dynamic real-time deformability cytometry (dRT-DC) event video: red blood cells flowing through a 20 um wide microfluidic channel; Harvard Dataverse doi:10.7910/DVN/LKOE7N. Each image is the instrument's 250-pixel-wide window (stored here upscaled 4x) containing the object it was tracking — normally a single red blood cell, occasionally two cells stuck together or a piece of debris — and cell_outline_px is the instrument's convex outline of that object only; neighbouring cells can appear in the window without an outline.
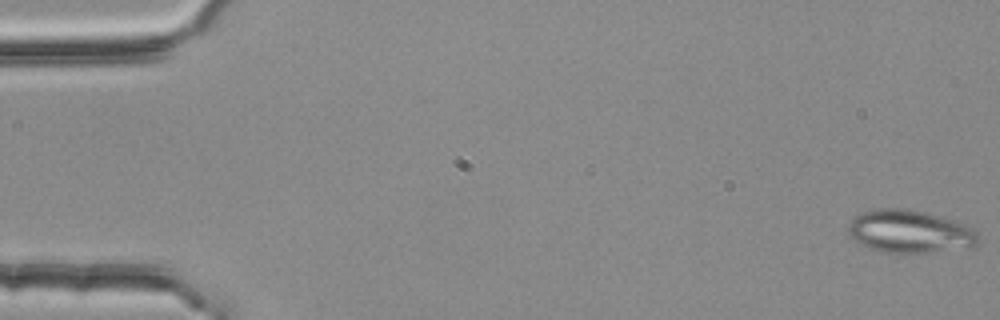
{"species": "common noctule bat (a hibernating species)", "species_latin": "Nyctalus noctula", "temperature_condition": "room temperature", "stored_images_in_passage": 54, "segment_of_instrument_passage": [1, 2], "camera_frame_rate_fps": 3000, "um_per_image_px": 0.085, "animal": {"sex": "female", "body_mass_g": 25.1}, "frame": {"image": 1, "passage_image": 1, "time_ms": 0.0, "image_size_px": [1000, 320], "cell_outline_px": [[980, 240], [972, 248], [928, 252], [884, 252], [872, 248], [856, 240], [848, 232], [848, 224], [856, 216], [864, 212], [876, 208], [904, 208], [924, 212], [940, 216], [964, 224], [972, 228], [976, 232]], "centroid_in_image_um": [77.38, 19.67], "position_along_channel_um": 7.6, "area_um2": 32.08}}